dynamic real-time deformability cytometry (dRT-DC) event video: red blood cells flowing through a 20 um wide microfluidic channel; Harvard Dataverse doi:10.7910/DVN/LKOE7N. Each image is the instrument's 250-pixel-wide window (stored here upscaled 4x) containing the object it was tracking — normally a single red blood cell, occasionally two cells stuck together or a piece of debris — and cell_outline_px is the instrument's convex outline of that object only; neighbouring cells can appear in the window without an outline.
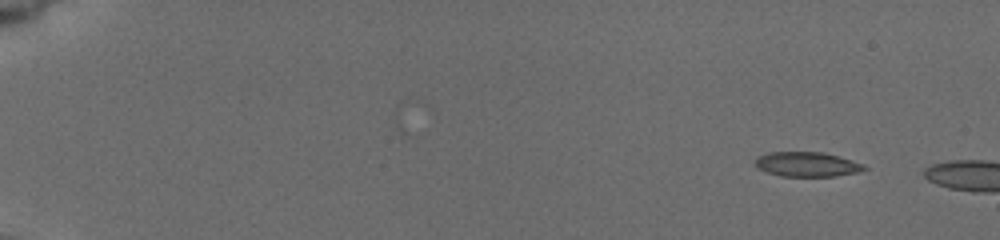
{"species": "common noctule bat (a hibernating species)", "species_latin": "Nyctalus noctula", "temperature_condition": "cold", "stored_images_in_passage": 12, "camera_frame_rate_fps": 3000, "um_per_image_px": 0.085, "animal": {"sex": "female", "body_mass_g": 19.5, "forearm_length_mm": 54.1}, "frame": {"image": 1, "passage_image": 3, "time_ms": 1.667, "image_size_px": [1000, 240], "cell_outline_px": [[868, 168], [860, 172], [836, 176], [780, 176], [756, 168], [752, 164], [756, 156], [768, 152], [824, 152], [852, 160], [864, 164]], "centroid_in_image_um": [68.56, 13.96], "position_along_channel_um": 16.4, "area_um2": 15.95}}